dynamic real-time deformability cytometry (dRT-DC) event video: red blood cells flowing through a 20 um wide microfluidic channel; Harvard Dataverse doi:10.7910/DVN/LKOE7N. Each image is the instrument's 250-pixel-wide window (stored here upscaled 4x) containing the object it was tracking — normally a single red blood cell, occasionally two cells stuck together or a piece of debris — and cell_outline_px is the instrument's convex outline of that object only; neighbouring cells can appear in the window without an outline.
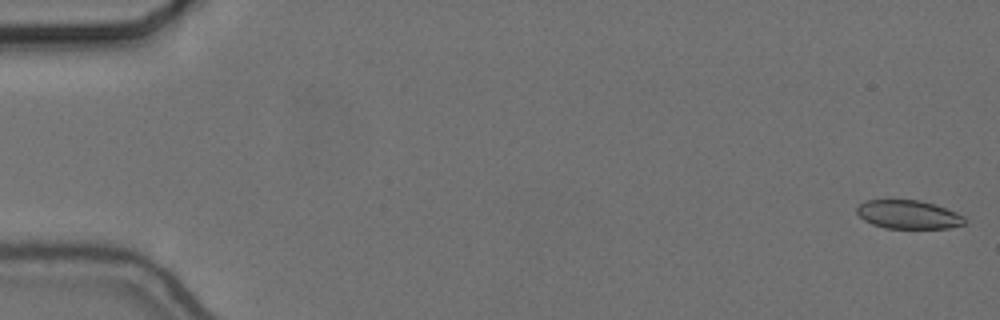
{"species": "common noctule bat (a hibernating species)", "species_latin": "Nyctalus noctula", "temperature_condition": "cold", "stored_images_in_passage": 22, "camera_frame_rate_fps": 3000, "um_per_image_px": 0.085, "animal": {"sex": "female", "body_mass_g": 24.6, "forearm_length_mm": 56.2}, "frame": {"image": 1, "passage_image": 1, "time_ms": 0.0, "image_size_px": [1000, 320], "cell_outline_px": [[968, 220], [964, 224], [948, 228], [884, 228], [872, 224], [864, 220], [856, 212], [856, 208], [864, 200], [920, 200], [956, 212], [964, 216]], "centroid_in_image_um": [77.2, 18.24], "position_along_channel_um": 7.8, "area_um2": 17.92}}
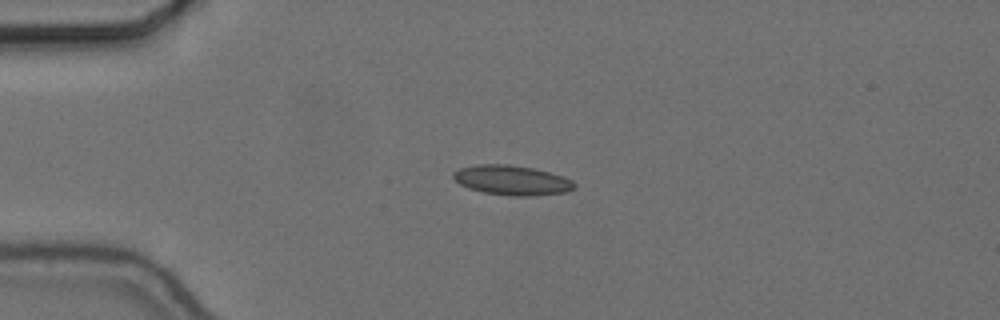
{"frame": {"image": 2, "passage_image": 14, "time_ms": 4.333, "image_size_px": [1000, 320], "cell_outline_px": [[576, 188], [568, 192], [532, 196], [512, 196], [484, 192], [468, 188], [460, 184], [452, 176], [452, 172], [460, 168], [476, 164], [508, 164], [532, 168], [548, 172], [572, 180], [576, 184]], "centroid_in_image_um": [43.51, 15.32], "position_along_channel_um": 41.5, "area_um2": 20.98}}
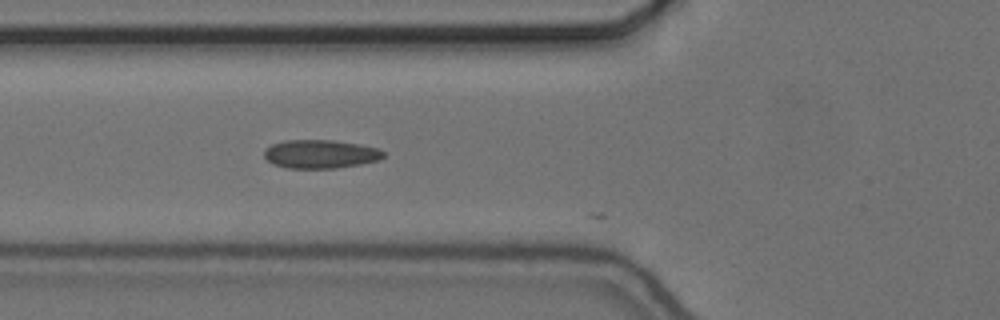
{"frame": {"image": 3, "passage_image": 21, "time_ms": 6.667, "image_size_px": [1000, 320], "cell_outline_px": [[384, 156], [380, 160], [360, 164], [336, 168], [288, 168], [272, 164], [264, 156], [264, 148], [272, 144], [284, 140], [332, 140], [360, 144], [380, 148], [384, 152]], "centroid_in_image_um": [27.24, 13.09], "position_along_channel_um": 98.6, "area_um2": 20.0}}